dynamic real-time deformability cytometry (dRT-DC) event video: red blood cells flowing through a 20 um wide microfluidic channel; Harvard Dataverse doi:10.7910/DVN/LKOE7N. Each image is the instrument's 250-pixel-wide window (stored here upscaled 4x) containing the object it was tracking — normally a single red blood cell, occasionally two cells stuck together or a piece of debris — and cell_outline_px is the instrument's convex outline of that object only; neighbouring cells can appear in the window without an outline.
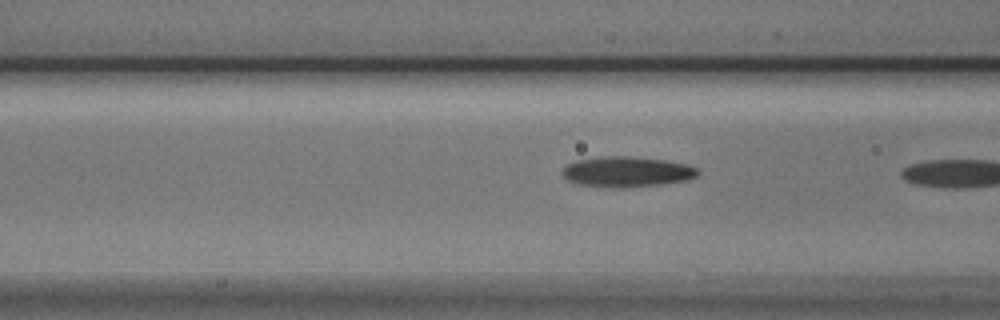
{"species": "Egyptian fruit bat (a non-hibernating species)", "species_latin": "Rousettus aegyptiacus", "temperature_condition": "cold", "stored_images_in_passage": 6, "camera_frame_rate_fps": 3000, "um_per_image_px": 0.085, "animal": {"sex": "male"}, "frame": {"image": 1, "passage_image": 5, "time_ms": 1.333, "image_size_px": [1000, 320], "cell_outline_px": [[700, 172], [696, 176], [688, 180], [664, 184], [624, 188], [608, 188], [580, 184], [568, 180], [560, 172], [568, 164], [576, 160], [612, 156], [624, 156], [664, 160], [688, 164], [700, 168]], "centroid_in_image_um": [53.33, 14.62], "position_along_channel_um": 113.3, "area_um2": 24.1}}